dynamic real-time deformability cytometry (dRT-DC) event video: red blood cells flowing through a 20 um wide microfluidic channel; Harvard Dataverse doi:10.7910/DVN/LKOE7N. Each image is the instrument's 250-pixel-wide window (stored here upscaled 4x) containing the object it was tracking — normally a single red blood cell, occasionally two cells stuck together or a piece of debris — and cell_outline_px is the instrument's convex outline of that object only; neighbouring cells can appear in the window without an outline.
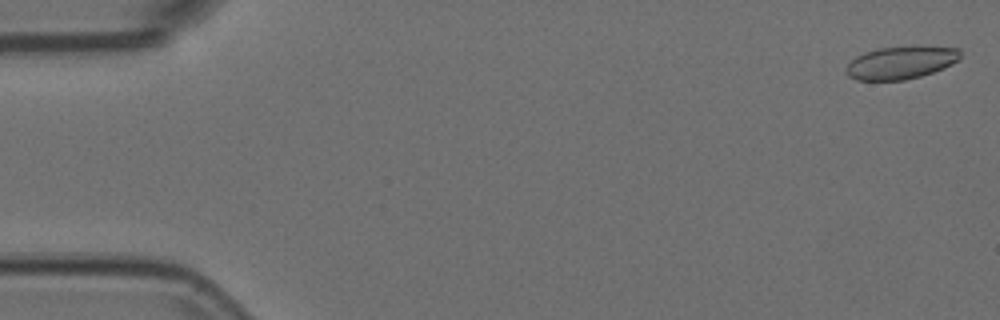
{"species": "Egyptian fruit bat (a non-hibernating species)", "species_latin": "Rousettus aegyptiacus", "temperature_condition": "room temperature", "stored_images_in_passage": 52, "camera_frame_rate_fps": 3000, "um_per_image_px": 0.085, "animal": {"sex": "female"}, "frame": {"image": 1, "passage_image": 2, "time_ms": 0.333, "image_size_px": [1000, 320], "cell_outline_px": [[960, 60], [944, 68], [920, 76], [904, 80], [856, 80], [848, 76], [844, 68], [856, 56], [864, 52], [880, 48], [960, 48]], "centroid_in_image_um": [76.53, 5.36], "position_along_channel_um": 8.5, "area_um2": 21.21}}
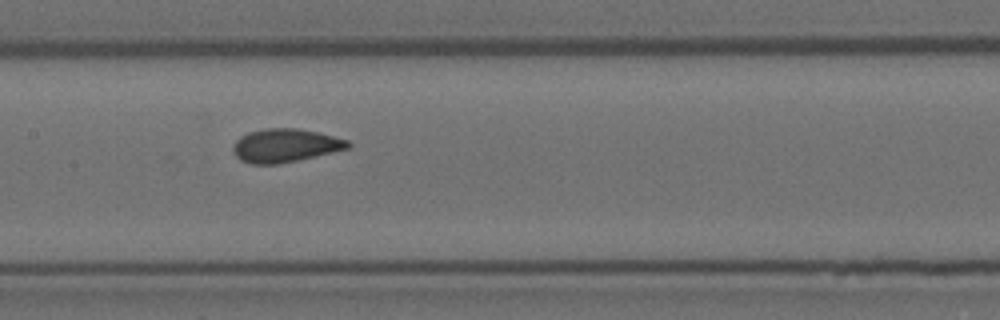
{"frame": {"image": 2, "passage_image": 27, "time_ms": 8.667, "image_size_px": [1000, 320], "cell_outline_px": [[352, 144], [348, 148], [332, 152], [296, 160], [276, 164], [252, 164], [240, 160], [232, 152], [232, 148], [236, 140], [240, 136], [248, 132], [264, 128], [296, 128], [320, 132], [348, 140]], "centroid_in_image_um": [24.22, 12.35], "position_along_channel_um": 183.2, "area_um2": 22.37}}
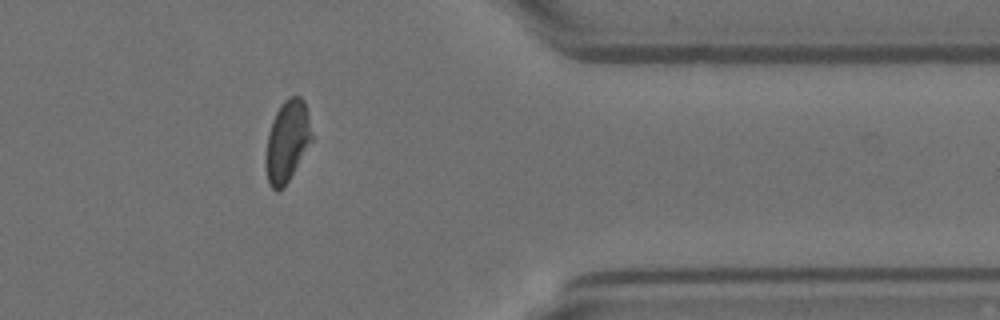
{"frame": {"image": 3, "passage_image": 45, "time_ms": 14.667, "image_size_px": [1000, 320], "cell_outline_px": [[312, 140], [284, 188], [276, 192], [272, 188], [268, 180], [264, 160], [268, 136], [272, 120], [280, 104], [288, 96], [300, 96], [304, 100], [308, 112], [312, 136]], "centroid_in_image_um": [24.4, 11.99], "position_along_channel_um": 387.0, "area_um2": 21.85}}